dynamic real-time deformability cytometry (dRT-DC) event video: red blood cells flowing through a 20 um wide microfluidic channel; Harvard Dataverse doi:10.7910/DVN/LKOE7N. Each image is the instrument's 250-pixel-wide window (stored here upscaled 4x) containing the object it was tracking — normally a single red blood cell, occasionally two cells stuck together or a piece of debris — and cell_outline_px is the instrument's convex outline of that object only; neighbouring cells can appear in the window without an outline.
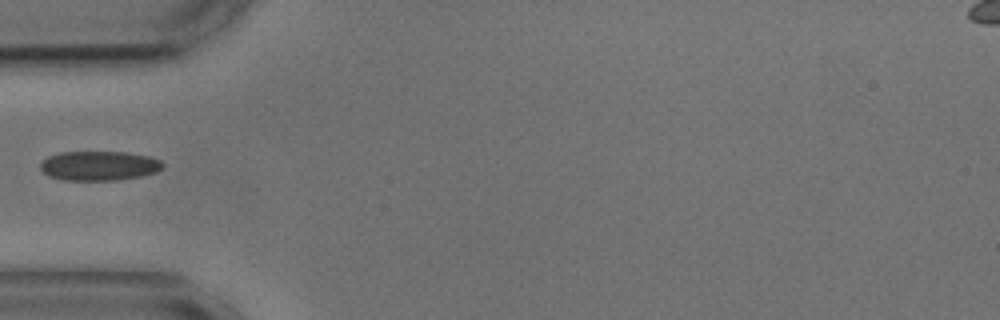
{"species": "common noctule bat (a hibernating species)", "species_latin": "Nyctalus noctula", "temperature_condition": "cold", "stored_images_in_passage": 18, "camera_frame_rate_fps": 3000, "um_per_image_px": 0.085, "animal": {"sex": "male", "body_mass_g": 17.9, "forearm_length_mm": 54.2}, "frame": {"image": 1, "passage_image": 1, "time_ms": 0.0, "image_size_px": [1000, 320], "cell_outline_px": [[164, 164], [156, 172], [140, 176], [116, 180], [64, 180], [48, 176], [40, 168], [40, 164], [48, 156], [60, 152], [128, 152], [148, 156], [160, 160]], "centroid_in_image_um": [8.4, 14.08], "position_along_channel_um": 76.6, "area_um2": 20.92}}
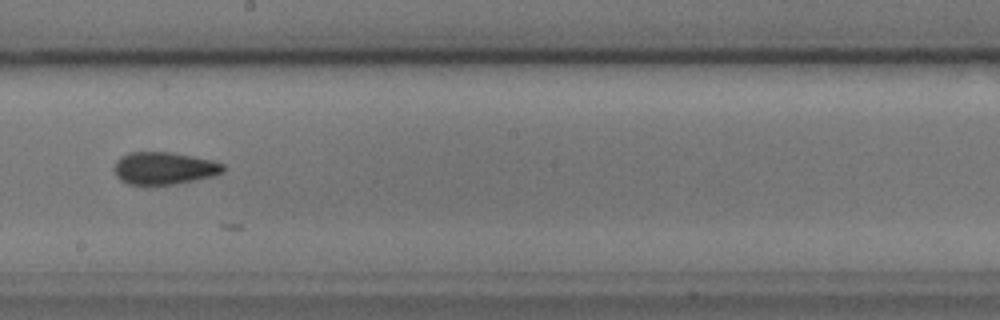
{"frame": {"image": 2, "passage_image": 14, "time_ms": 4.333, "image_size_px": [1000, 320], "cell_outline_px": [[224, 172], [216, 176], [176, 184], [128, 184], [120, 180], [116, 176], [112, 168], [116, 160], [120, 156], [128, 152], [172, 152], [212, 160], [224, 164]], "centroid_in_image_um": [13.94, 14.29], "position_along_channel_um": 234.3, "area_um2": 20.87}}